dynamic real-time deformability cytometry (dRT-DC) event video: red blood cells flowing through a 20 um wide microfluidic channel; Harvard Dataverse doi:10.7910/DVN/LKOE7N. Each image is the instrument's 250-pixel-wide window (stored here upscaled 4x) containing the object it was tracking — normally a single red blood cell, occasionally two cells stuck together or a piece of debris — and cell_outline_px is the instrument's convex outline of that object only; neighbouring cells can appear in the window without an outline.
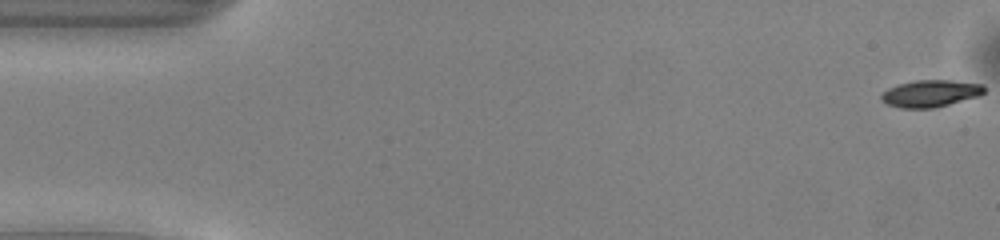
{"species": "common noctule bat (a hibernating species)", "species_latin": "Nyctalus noctula", "temperature_condition": "warm", "stored_images_in_passage": 51, "camera_frame_rate_fps": 3000, "um_per_image_px": 0.085, "animal": {"sex": "male", "body_mass_g": 13.0, "forearm_length_mm": 53.1}, "frame": {"image": 1, "passage_image": 1, "time_ms": 0.0, "image_size_px": [1000, 240], "cell_outline_px": [[984, 92], [980, 96], [932, 108], [900, 108], [888, 104], [880, 100], [880, 96], [888, 88], [896, 84], [916, 80], [952, 80], [984, 84]], "centroid_in_image_um": [79.08, 7.93], "position_along_channel_um": 5.9, "area_um2": 16.24}}
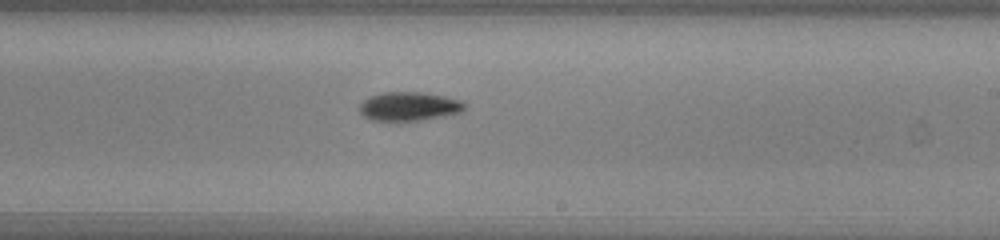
{"frame": {"image": 2, "passage_image": 30, "time_ms": 9.667, "image_size_px": [1000, 240], "cell_outline_px": [[468, 104], [460, 112], [444, 116], [420, 120], [372, 120], [364, 116], [360, 112], [360, 104], [368, 96], [384, 92], [420, 92], [444, 96], [464, 100]], "centroid_in_image_um": [34.8, 9.03], "position_along_channel_um": 254.2, "area_um2": 17.63}}
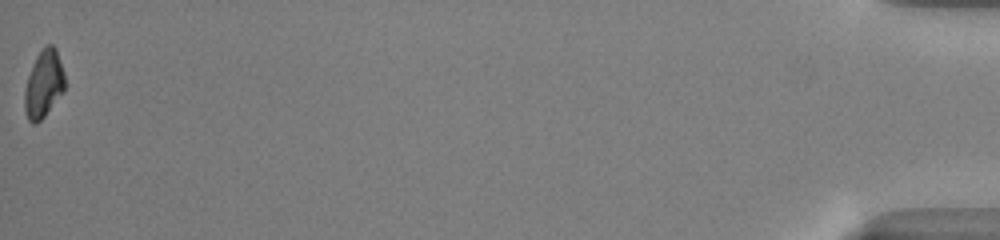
{"frame": {"image": 3, "passage_image": 51, "time_ms": 16.667, "image_size_px": [1000, 240], "cell_outline_px": [[64, 92], [44, 116], [36, 124], [32, 124], [28, 120], [24, 108], [24, 88], [32, 64], [36, 56], [48, 44], [52, 44], [56, 48], [64, 72]], "centroid_in_image_um": [3.7, 7.16], "position_along_channel_um": 431.5, "area_um2": 15.84}, "authors_computed_cell_mechanics": {"area_um2": 16.9354, "velocity_mm_per_s": 4.0727, "shape_relaxation_time_tau1_ms": 1.9889, "shape_relaxation_time_tau2_ms": null, "deformation_change_tau1": 0.1104, "deformation_change_tau2": null}}